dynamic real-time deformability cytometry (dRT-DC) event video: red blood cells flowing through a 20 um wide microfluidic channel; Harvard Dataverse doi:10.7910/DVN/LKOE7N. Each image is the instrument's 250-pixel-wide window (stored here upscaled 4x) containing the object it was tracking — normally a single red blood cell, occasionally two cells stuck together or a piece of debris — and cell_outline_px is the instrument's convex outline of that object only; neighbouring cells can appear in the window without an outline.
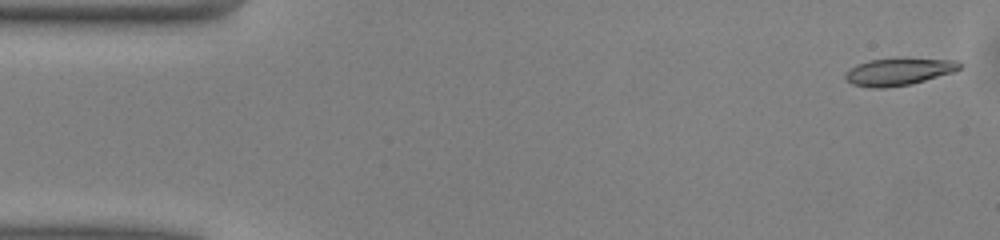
{"species": "common noctule bat (a hibernating species)", "species_latin": "Nyctalus noctula", "temperature_condition": "warm", "stored_images_in_passage": 49, "camera_frame_rate_fps": 3000, "um_per_image_px": 0.085, "animal": {"sex": "male", "body_mass_g": 13.0, "forearm_length_mm": 53.1}, "frame": {"image": 1, "passage_image": 1, "time_ms": 0.0, "image_size_px": [1000, 240], "cell_outline_px": [[960, 68], [956, 72], [912, 84], [884, 88], [872, 88], [852, 84], [844, 76], [844, 72], [856, 64], [868, 60], [896, 56], [904, 56], [956, 60], [960, 64]], "centroid_in_image_um": [76.41, 6.05], "position_along_channel_um": 8.6, "area_um2": 19.07}}
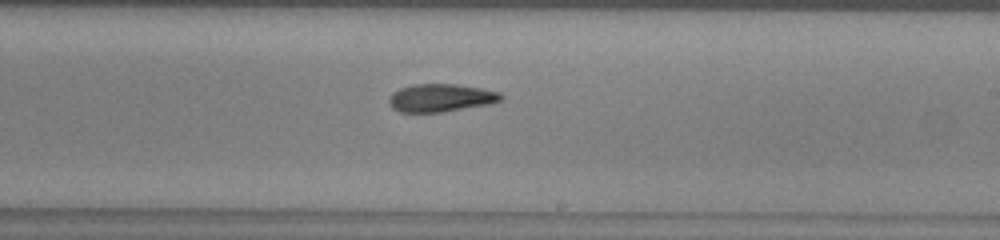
{"frame": {"image": 2, "passage_image": 28, "time_ms": 9.0, "image_size_px": [1000, 240], "cell_outline_px": [[504, 100], [488, 104], [440, 112], [400, 112], [392, 108], [388, 104], [388, 100], [392, 92], [400, 88], [412, 84], [456, 84], [484, 88], [500, 92], [504, 96]], "centroid_in_image_um": [37.47, 8.3], "position_along_channel_um": 251.5, "area_um2": 18.38}}
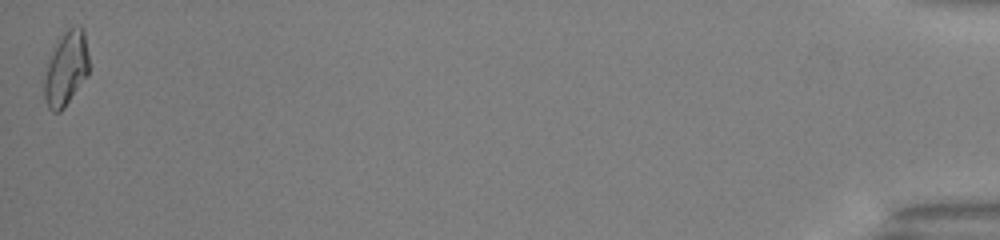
{"frame": {"image": 3, "passage_image": 49, "time_ms": 16.0, "image_size_px": [1000, 240], "cell_outline_px": [[88, 72], [64, 108], [60, 112], [52, 112], [48, 108], [44, 100], [44, 80], [48, 64], [64, 32], [68, 28], [80, 24], [84, 28], [88, 56]], "centroid_in_image_um": [5.62, 5.85], "position_along_channel_um": 429.6, "area_um2": 18.73}, "authors_computed_cell_mechanics": {"area_um2": 18.4382, "velocity_mm_per_s": 4.0707, "shape_relaxation_time_tau1_ms": 4.5122, "shape_relaxation_time_tau2_ms": null, "deformation_change_tau1": 0.1473, "deformation_change_tau2": null}}